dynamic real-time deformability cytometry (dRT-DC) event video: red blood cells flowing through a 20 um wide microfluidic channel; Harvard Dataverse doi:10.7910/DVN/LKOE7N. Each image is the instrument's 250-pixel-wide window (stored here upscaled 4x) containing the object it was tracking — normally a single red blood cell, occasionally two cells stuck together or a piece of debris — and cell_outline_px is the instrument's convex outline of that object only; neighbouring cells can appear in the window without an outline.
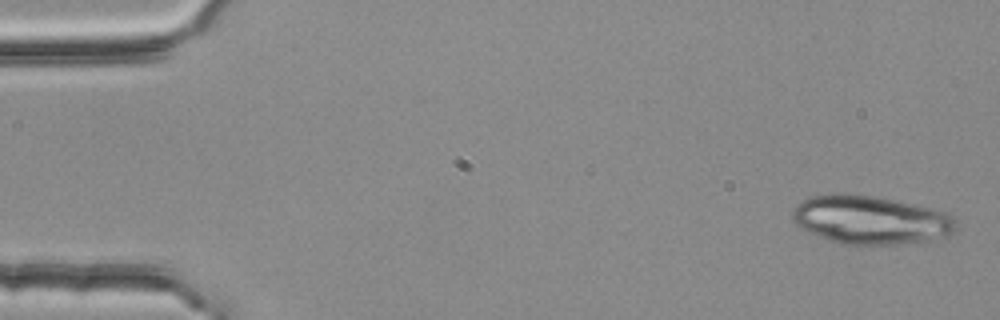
{"species": "common noctule bat (a hibernating species)", "species_latin": "Nyctalus noctula", "temperature_condition": "room temperature", "stored_images_in_passage": 4, "camera_frame_rate_fps": 3000, "um_per_image_px": 0.085, "animal": {"sex": "female", "body_mass_g": 25.1}, "frame": {"image": 1, "passage_image": 1, "time_ms": 0.0, "image_size_px": [1000, 320], "cell_outline_px": [[956, 228], [948, 236], [928, 240], [904, 244], [840, 244], [808, 232], [796, 224], [792, 220], [792, 212], [804, 200], [812, 196], [832, 192], [844, 192], [872, 196], [932, 208], [944, 212], [952, 216], [956, 220]], "centroid_in_image_um": [73.99, 18.69], "position_along_channel_um": 11.0, "area_um2": 46.12}}